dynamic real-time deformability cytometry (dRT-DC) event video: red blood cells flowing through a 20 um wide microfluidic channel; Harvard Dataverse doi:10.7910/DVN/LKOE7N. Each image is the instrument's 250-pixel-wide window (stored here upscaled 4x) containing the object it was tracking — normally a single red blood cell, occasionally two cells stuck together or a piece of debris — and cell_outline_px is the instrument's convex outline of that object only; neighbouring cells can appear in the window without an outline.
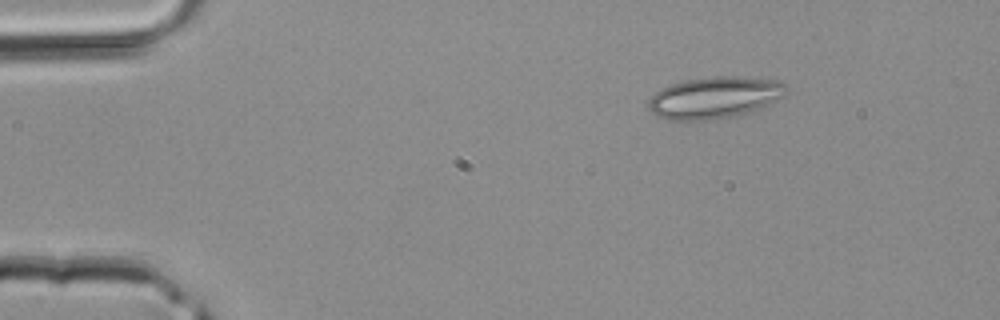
{"species": "common noctule bat (a hibernating species)", "species_latin": "Nyctalus noctula", "temperature_condition": "room temperature", "stored_images_in_passage": 36, "camera_frame_rate_fps": 3000, "um_per_image_px": 0.085, "animal": {"sex": "male", "body_mass_g": 20.4}, "frame": {"image": 1, "passage_image": 1, "time_ms": 0.0, "image_size_px": [1000, 320], "cell_outline_px": [[788, 92], [784, 96], [760, 108], [736, 116], [712, 120], [668, 120], [656, 116], [648, 108], [648, 100], [660, 88], [672, 84], [688, 80], [716, 76], [736, 76], [780, 80], [784, 84]], "centroid_in_image_um": [60.74, 8.3], "position_along_channel_um": 24.3, "area_um2": 33.58}}
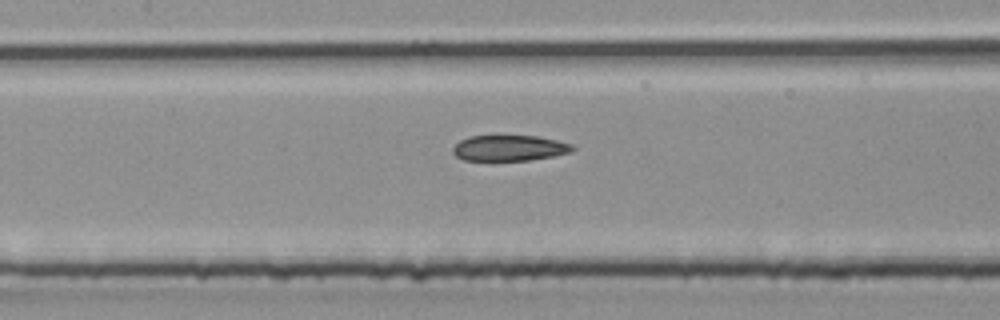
{"frame": {"image": 2, "passage_image": 14, "time_ms": 4.333, "image_size_px": [1000, 320], "cell_outline_px": [[576, 148], [572, 152], [532, 160], [464, 160], [456, 156], [452, 152], [452, 148], [460, 140], [468, 136], [536, 136], [556, 140], [572, 144]], "centroid_in_image_um": [43.3, 12.58], "position_along_channel_um": 164.1, "area_um2": 17.92}}
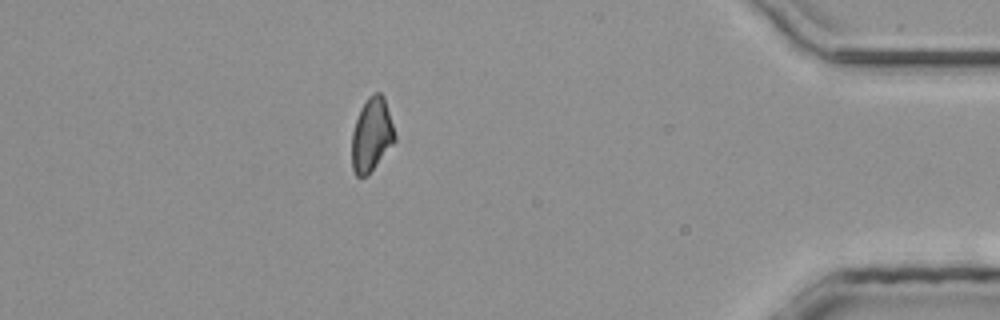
{"frame": {"image": 3, "passage_image": 31, "time_ms": 10.0, "image_size_px": [1000, 320], "cell_outline_px": [[396, 140], [368, 176], [356, 176], [352, 168], [352, 132], [360, 108], [368, 96], [372, 92], [380, 92], [384, 96], [396, 136]], "centroid_in_image_um": [31.59, 11.45], "position_along_channel_um": 403.6, "area_um2": 18.55}}